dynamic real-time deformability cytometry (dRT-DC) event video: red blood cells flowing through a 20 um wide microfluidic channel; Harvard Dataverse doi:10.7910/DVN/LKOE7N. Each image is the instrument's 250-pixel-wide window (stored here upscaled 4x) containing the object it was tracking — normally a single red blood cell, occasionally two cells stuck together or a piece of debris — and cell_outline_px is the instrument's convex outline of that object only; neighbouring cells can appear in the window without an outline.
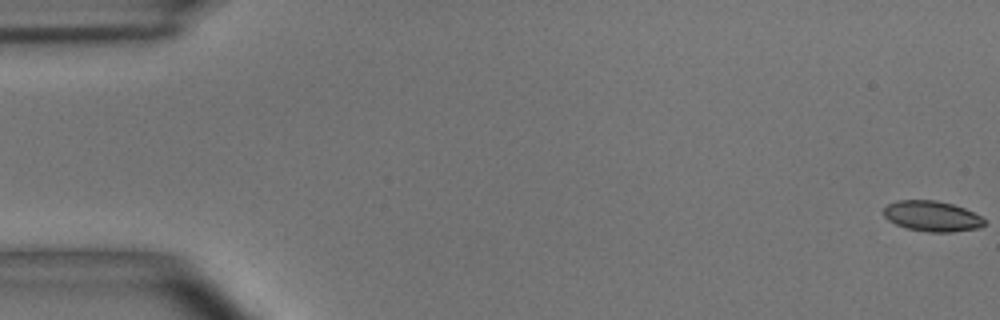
{"species": "common noctule bat (a hibernating species)", "species_latin": "Nyctalus noctula", "temperature_condition": "room temperature", "stored_images_in_passage": 26, "camera_frame_rate_fps": 3000, "um_per_image_px": 0.085, "animal": {"sex": "male", "body_mass_g": 15.6}, "frame": {"image": 1, "passage_image": 1, "time_ms": 0.0, "image_size_px": [1000, 320], "cell_outline_px": [[984, 224], [980, 228], [952, 232], [928, 232], [908, 228], [896, 224], [888, 220], [884, 216], [884, 208], [888, 204], [896, 200], [936, 200], [952, 204], [964, 208], [980, 216], [984, 220]], "centroid_in_image_um": [79.21, 18.37], "position_along_channel_um": 5.8, "area_um2": 17.8}}
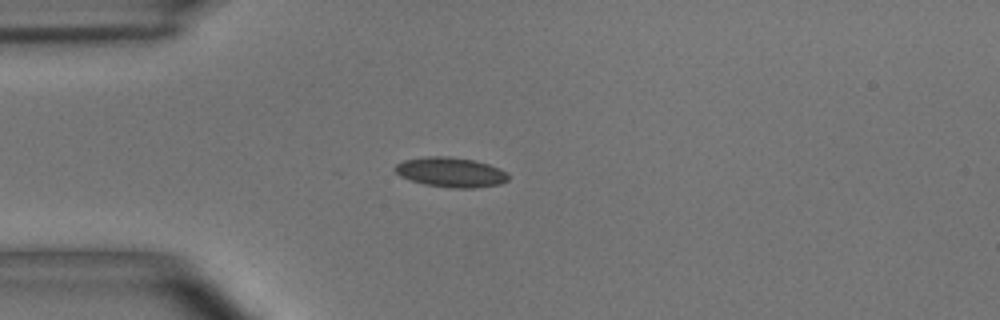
{"frame": {"image": 2, "passage_image": 15, "time_ms": 4.667, "image_size_px": [1000, 320], "cell_outline_px": [[508, 180], [500, 184], [476, 188], [452, 188], [424, 184], [408, 180], [400, 176], [392, 168], [396, 164], [404, 160], [424, 156], [448, 156], [476, 160], [500, 168], [508, 172]], "centroid_in_image_um": [38.31, 14.63], "position_along_channel_um": 46.7, "area_um2": 20.0}}
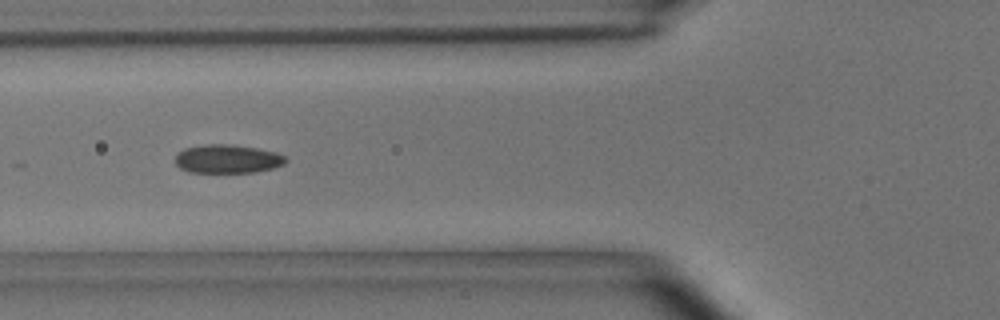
{"frame": {"image": 3, "passage_image": 21, "time_ms": 6.667, "image_size_px": [1000, 320], "cell_outline_px": [[288, 160], [284, 164], [272, 168], [256, 172], [188, 172], [180, 168], [176, 164], [176, 156], [184, 148], [204, 144], [228, 144], [256, 148], [276, 152], [284, 156]], "centroid_in_image_um": [19.34, 13.5], "position_along_channel_um": 106.5, "area_um2": 18.32}}